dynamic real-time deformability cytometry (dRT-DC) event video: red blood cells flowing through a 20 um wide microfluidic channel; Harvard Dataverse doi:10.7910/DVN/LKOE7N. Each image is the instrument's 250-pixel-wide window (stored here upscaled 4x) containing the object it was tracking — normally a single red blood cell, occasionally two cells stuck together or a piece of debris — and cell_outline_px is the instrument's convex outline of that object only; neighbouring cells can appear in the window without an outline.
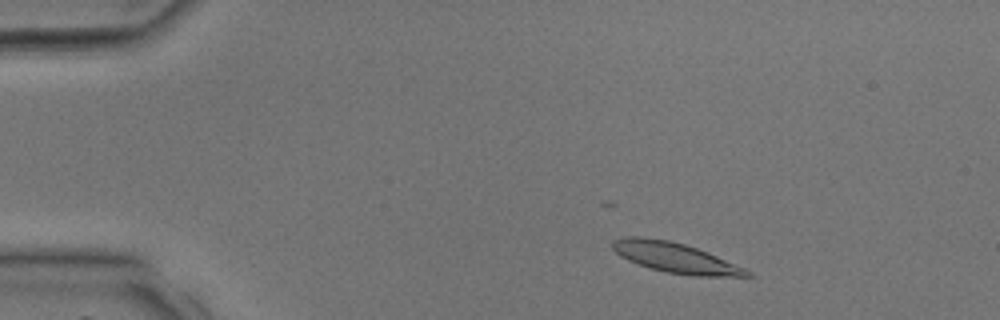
{"species": "common noctule bat (a hibernating species)", "species_latin": "Nyctalus noctula", "temperature_condition": "room temperature", "stored_images_in_passage": 22, "camera_frame_rate_fps": 3000, "um_per_image_px": 0.085, "animal": {"sex": "male", "body_mass_g": 17.9, "forearm_length_mm": 54.2}, "frame": {"image": 1, "passage_image": 4, "time_ms": 1.0, "image_size_px": [1000, 320], "cell_outline_px": [[756, 276], [692, 276], [668, 272], [652, 268], [628, 260], [620, 256], [612, 248], [612, 240], [628, 236], [640, 236], [668, 240], [684, 244], [708, 252], [744, 268], [752, 272]], "centroid_in_image_um": [57.4, 21.9], "position_along_channel_um": 27.6, "area_um2": 23.35}}
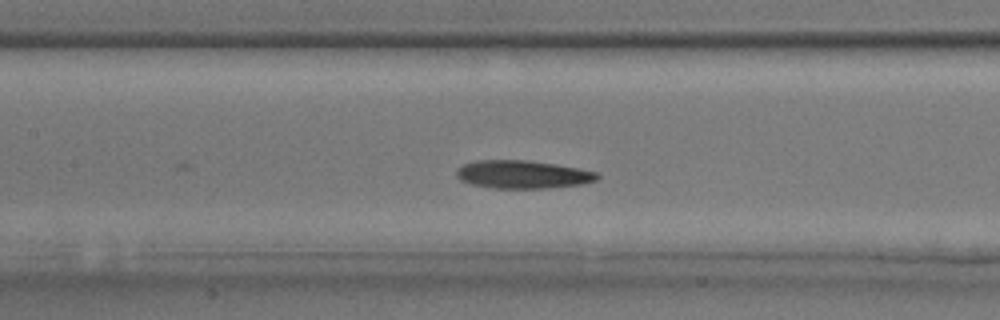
{"frame": {"image": 2, "passage_image": 16, "time_ms": 5.0, "image_size_px": [1000, 320], "cell_outline_px": [[600, 176], [596, 180], [580, 184], [548, 188], [492, 188], [472, 184], [460, 180], [456, 176], [456, 168], [464, 164], [476, 160], [528, 160], [556, 164], [600, 172]], "centroid_in_image_um": [44.42, 14.82], "position_along_channel_um": 163.0, "area_um2": 23.12}}
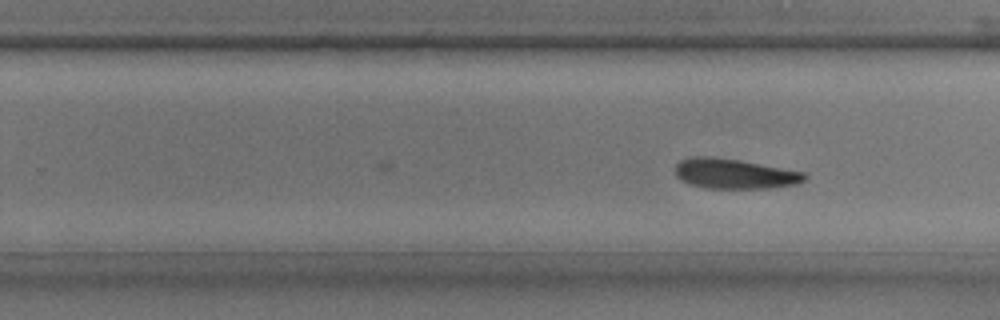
{"frame": {"image": 3, "passage_image": 22, "time_ms": 7.0, "image_size_px": [1000, 320], "cell_outline_px": [[808, 176], [804, 180], [796, 184], [768, 188], [704, 188], [680, 180], [676, 176], [676, 164], [680, 160], [692, 156], [708, 156], [736, 160], [804, 172]], "centroid_in_image_um": [62.39, 14.77], "position_along_channel_um": 267.4, "area_um2": 22.31}}